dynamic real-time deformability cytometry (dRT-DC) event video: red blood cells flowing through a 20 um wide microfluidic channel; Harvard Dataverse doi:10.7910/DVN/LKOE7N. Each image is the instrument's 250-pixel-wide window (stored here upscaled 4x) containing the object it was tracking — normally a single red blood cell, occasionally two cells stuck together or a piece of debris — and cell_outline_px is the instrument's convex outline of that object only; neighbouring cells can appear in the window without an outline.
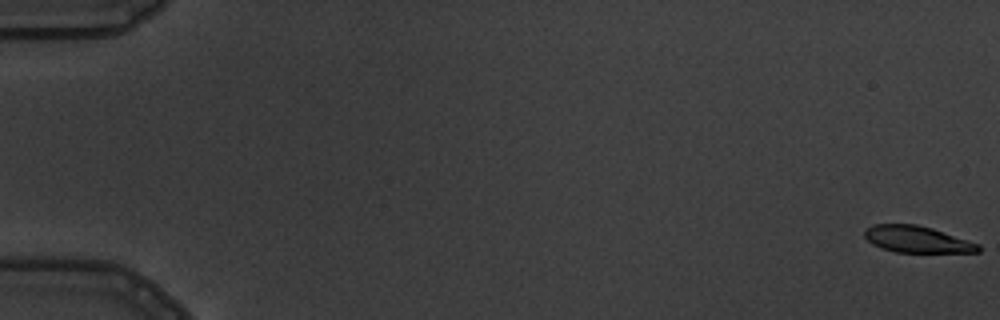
{"species": "common noctule bat (a hibernating species)", "species_latin": "Nyctalus noctula", "temperature_condition": "warm", "stored_images_in_passage": 6, "camera_frame_rate_fps": 3000, "um_per_image_px": 0.085, "animal": {"sex": "male", "body_mass_g": 19.5, "forearm_length_mm": 54.6}, "frame": {"image": 1, "passage_image": 1, "time_ms": 0.0, "image_size_px": [1000, 320], "cell_outline_px": [[980, 252], [896, 252], [880, 248], [872, 244], [864, 236], [864, 228], [872, 224], [916, 224], [932, 228], [980, 244]], "centroid_in_image_um": [77.91, 20.34], "position_along_channel_um": 7.1, "area_um2": 17.69}}